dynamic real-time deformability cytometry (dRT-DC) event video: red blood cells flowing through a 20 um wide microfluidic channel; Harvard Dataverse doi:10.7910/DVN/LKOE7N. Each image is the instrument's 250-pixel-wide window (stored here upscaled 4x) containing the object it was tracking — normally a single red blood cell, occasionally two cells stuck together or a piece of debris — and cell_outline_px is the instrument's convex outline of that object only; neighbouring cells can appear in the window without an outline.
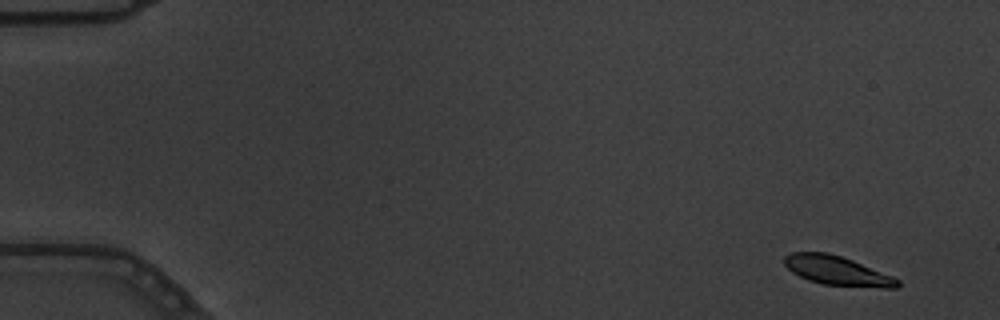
{"species": "common noctule bat (a hibernating species)", "species_latin": "Nyctalus noctula", "temperature_condition": "warm", "stored_images_in_passage": 5, "camera_frame_rate_fps": 3000, "um_per_image_px": 0.085, "animal": {"sex": "male", "body_mass_g": 19.5, "forearm_length_mm": 54.6}, "frame": {"image": 1, "passage_image": 1, "time_ms": 0.0, "image_size_px": [1000, 320], "cell_outline_px": [[900, 284], [896, 288], [884, 288], [824, 284], [808, 280], [792, 272], [784, 264], [784, 256], [792, 252], [828, 252], [852, 260], [892, 276], [900, 280]], "centroid_in_image_um": [71.15, 23.0], "position_along_channel_um": 13.9, "area_um2": 19.07}}